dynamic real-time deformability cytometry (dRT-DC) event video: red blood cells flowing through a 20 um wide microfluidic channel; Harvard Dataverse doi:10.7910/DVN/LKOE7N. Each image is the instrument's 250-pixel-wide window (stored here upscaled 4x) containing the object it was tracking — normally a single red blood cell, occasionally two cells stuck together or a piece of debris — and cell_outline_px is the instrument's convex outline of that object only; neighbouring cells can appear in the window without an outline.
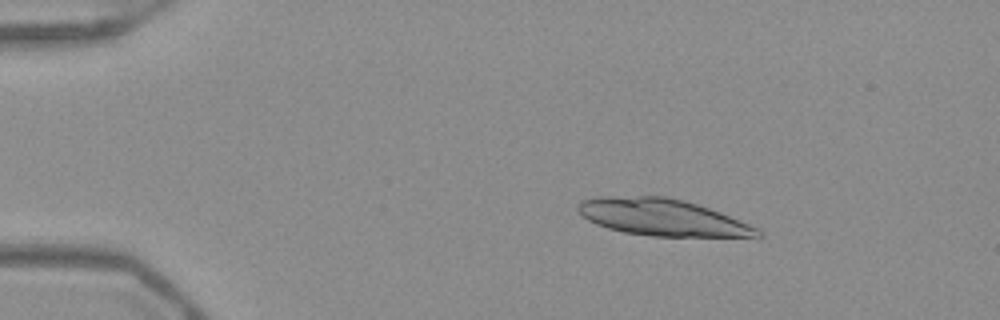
{"species": "Egyptian fruit bat (a non-hibernating species)", "species_latin": "Rousettus aegyptiacus", "temperature_condition": "warm", "stored_images_in_passage": 33, "camera_frame_rate_fps": 3000, "um_per_image_px": 0.085, "frame": {"image": 1, "passage_image": 1, "time_ms": 0.0, "image_size_px": [1000, 320], "cell_outline_px": [[764, 236], [652, 236], [624, 232], [608, 228], [596, 224], [588, 220], [576, 208], [584, 200], [600, 196], [668, 196], [684, 200], [720, 212], [748, 224], [764, 232]], "centroid_in_image_um": [56.28, 18.47], "position_along_channel_um": 28.7, "area_um2": 37.97}}
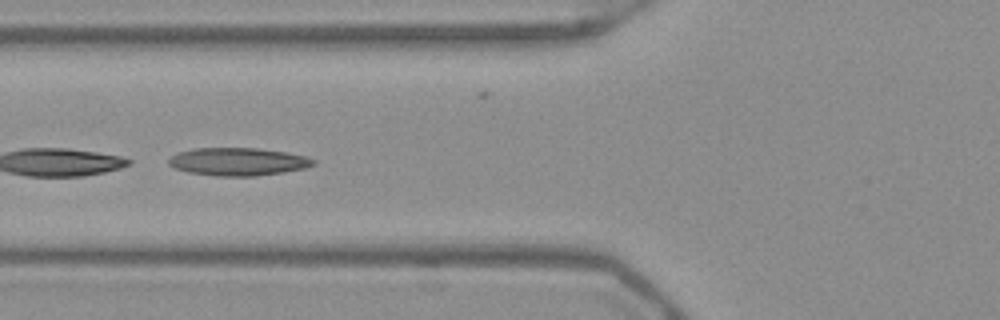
{"frame": {"image": 2, "passage_image": 13, "time_ms": 4.0, "image_size_px": [1000, 320], "cell_outline_px": [[316, 164], [304, 168], [284, 172], [256, 176], [216, 176], [188, 172], [176, 168], [168, 164], [168, 160], [172, 156], [180, 152], [192, 148], [256, 148], [284, 152], [304, 156], [316, 160]], "centroid_in_image_um": [20.23, 13.74], "position_along_channel_um": 105.6, "area_um2": 23.35}, "authors_computed_cell_mechanics": {"area_um2": 22.0796, "velocity_mm_per_s": 3.9347, "shape_relaxation_time_tau1_ms": null, "shape_relaxation_time_tau2_ms": 2.0638, "deformation_change_tau1": null, "deformation_change_tau2": 0.0748}}